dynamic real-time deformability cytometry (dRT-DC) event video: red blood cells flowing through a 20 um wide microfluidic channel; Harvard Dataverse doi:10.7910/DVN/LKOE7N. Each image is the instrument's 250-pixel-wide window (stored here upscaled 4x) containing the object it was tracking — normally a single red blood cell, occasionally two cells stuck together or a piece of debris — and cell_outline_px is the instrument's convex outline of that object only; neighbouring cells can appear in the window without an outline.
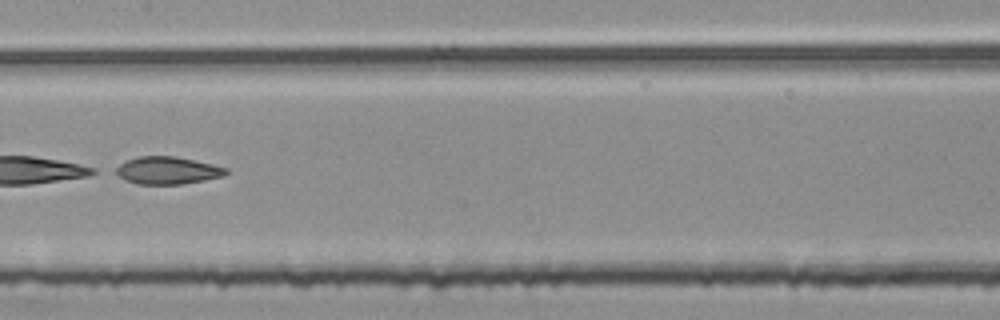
{"species": "common noctule bat (a hibernating species)", "species_latin": "Nyctalus noctula", "temperature_condition": "room temperature", "stored_images_in_passage": 53, "segment_of_instrument_passage": [2, 3], "camera_frame_rate_fps": 3000, "um_per_image_px": 0.085, "animal": {"sex": "female", "body_mass_g": 25.1}, "frame": {"image": 1, "passage_image": 27, "time_ms": 8.667, "image_size_px": [1000, 320], "cell_outline_px": [[228, 172], [224, 176], [204, 180], [180, 184], [136, 184], [112, 172], [112, 168], [128, 160], [140, 156], [176, 156], [212, 164], [228, 168]], "centroid_in_image_um": [14.22, 14.48], "position_along_channel_um": 193.2, "area_um2": 17.63}}